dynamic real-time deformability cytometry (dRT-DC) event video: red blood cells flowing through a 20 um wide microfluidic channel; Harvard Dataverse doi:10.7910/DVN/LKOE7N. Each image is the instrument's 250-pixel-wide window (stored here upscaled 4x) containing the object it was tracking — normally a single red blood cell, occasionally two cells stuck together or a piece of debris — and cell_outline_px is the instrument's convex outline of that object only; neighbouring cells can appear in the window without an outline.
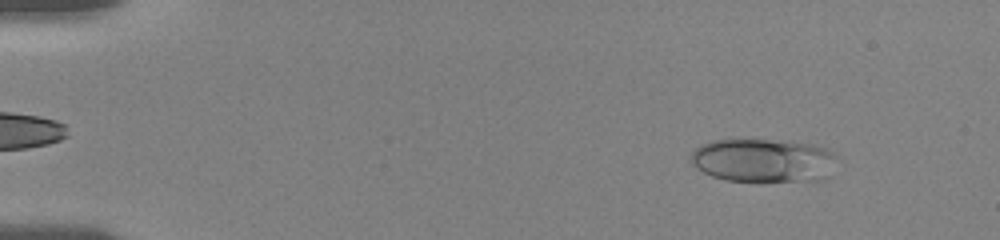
{"species": "human", "species_latin": "Homo sapiens", "temperature_condition": "room temperature", "stored_images_in_passage": 18, "camera_frame_rate_fps": 3000, "um_per_image_px": 0.085, "donor": {"sex": "female"}, "frame": {"image": 1, "passage_image": 5, "time_ms": 1.667, "image_size_px": [1000, 240], "cell_outline_px": [[832, 156], [796, 180], [764, 184], [724, 180], [712, 176], [696, 168], [688, 160], [692, 152], [700, 144], [712, 140], [768, 140], [812, 144], [824, 148], [832, 152]], "centroid_in_image_um": [64.39, 13.6], "position_along_channel_um": 20.6, "area_um2": 34.68}}
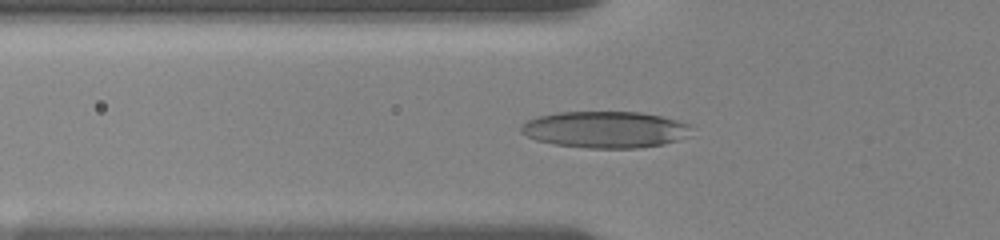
{"frame": {"image": 2, "passage_image": 14, "time_ms": 6.0, "image_size_px": [1000, 240], "cell_outline_px": [[688, 136], [664, 144], [640, 148], [588, 148], [556, 144], [536, 140], [520, 132], [520, 128], [528, 120], [536, 116], [560, 112], [640, 112], [660, 116], [676, 120], [688, 124]], "centroid_in_image_um": [51.41, 11.01], "position_along_channel_um": 74.4, "area_um2": 36.01}}
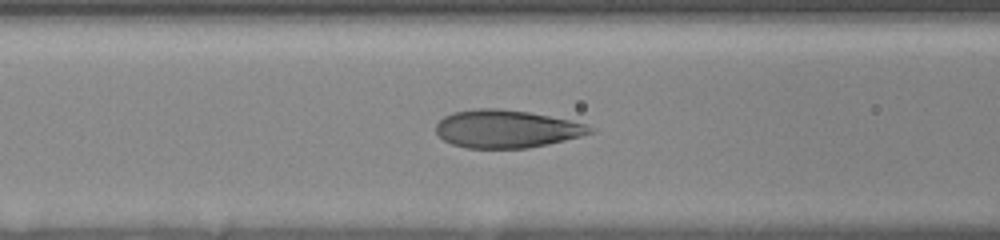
{"frame": {"image": 3, "passage_image": 17, "time_ms": 7.333, "image_size_px": [1000, 240], "cell_outline_px": [[592, 132], [580, 136], [548, 144], [528, 148], [468, 148], [452, 144], [444, 140], [436, 132], [436, 124], [444, 116], [452, 112], [476, 108], [500, 108], [528, 112], [588, 124], [592, 128]], "centroid_in_image_um": [43.01, 10.95], "position_along_channel_um": 123.6, "area_um2": 33.81}}